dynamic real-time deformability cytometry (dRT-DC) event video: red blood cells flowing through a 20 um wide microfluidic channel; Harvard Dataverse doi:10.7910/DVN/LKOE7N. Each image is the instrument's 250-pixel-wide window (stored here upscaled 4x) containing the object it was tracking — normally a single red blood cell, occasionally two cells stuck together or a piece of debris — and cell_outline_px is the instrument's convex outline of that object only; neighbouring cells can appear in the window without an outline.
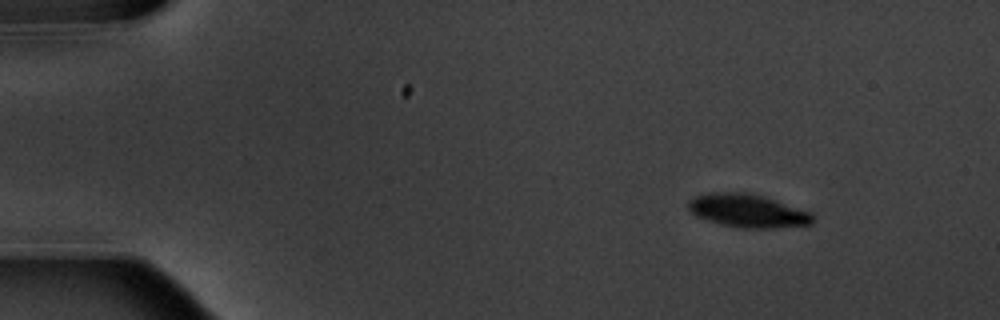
{"species": "common noctule bat (a hibernating species)", "species_latin": "Nyctalus noctula", "temperature_condition": "warm", "stored_images_in_passage": 6, "camera_frame_rate_fps": 3000, "um_per_image_px": 0.085, "animal": {"sex": "male", "body_mass_g": 20.1, "forearm_length_mm": 53.5}, "frame": {"image": 1, "passage_image": 2, "time_ms": 1.0, "image_size_px": [1000, 320], "cell_outline_px": [[816, 216], [812, 224], [772, 228], [740, 228], [708, 220], [696, 216], [688, 208], [688, 200], [692, 196], [708, 192], [744, 192], [764, 196], [812, 212]], "centroid_in_image_um": [63.57, 17.9], "position_along_channel_um": 21.4, "area_um2": 24.28}}
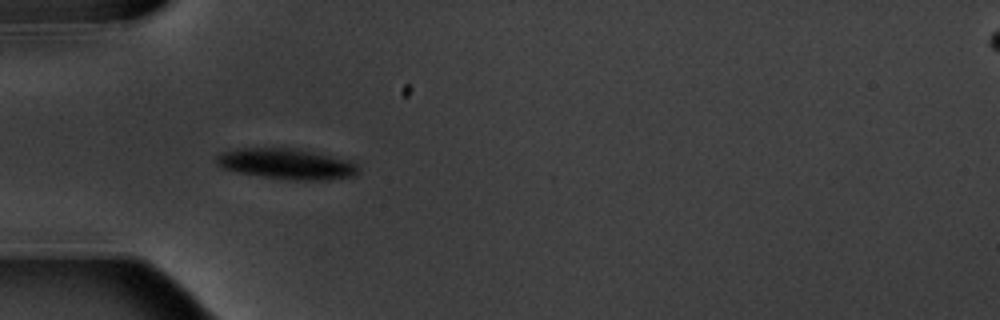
{"frame": {"image": 2, "passage_image": 5, "time_ms": 4.667, "image_size_px": [1000, 320], "cell_outline_px": [[360, 172], [356, 176], [328, 180], [292, 180], [264, 176], [240, 172], [224, 168], [216, 164], [216, 156], [220, 152], [236, 148], [296, 148], [348, 160], [360, 164]], "centroid_in_image_um": [24.41, 13.93], "position_along_channel_um": 60.6, "area_um2": 25.43}}